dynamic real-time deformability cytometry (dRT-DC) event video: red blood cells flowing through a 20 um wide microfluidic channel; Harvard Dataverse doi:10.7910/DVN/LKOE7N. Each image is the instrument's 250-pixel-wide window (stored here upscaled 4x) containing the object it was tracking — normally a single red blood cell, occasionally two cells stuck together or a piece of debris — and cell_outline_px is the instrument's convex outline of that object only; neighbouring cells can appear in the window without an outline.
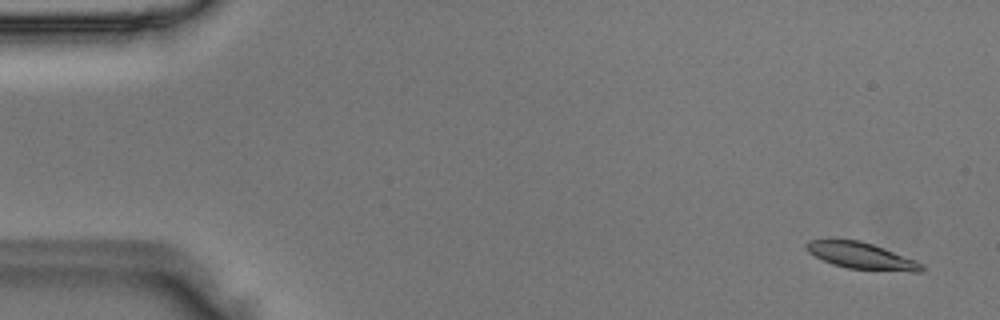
{"species": "Egyptian fruit bat (a non-hibernating species)", "species_latin": "Rousettus aegyptiacus", "temperature_condition": "room temperature", "stored_images_in_passage": 51, "camera_frame_rate_fps": 3000, "um_per_image_px": 0.085, "animal": {"sex": "male"}, "frame": {"image": 1, "passage_image": 3, "time_ms": 0.667, "image_size_px": [1000, 320], "cell_outline_px": [[924, 268], [920, 272], [912, 272], [848, 268], [832, 264], [808, 252], [804, 244], [808, 240], [828, 236], [832, 236], [860, 240], [884, 248], [916, 260], [924, 264]], "centroid_in_image_um": [73.14, 21.68], "position_along_channel_um": 11.9, "area_um2": 18.5}}
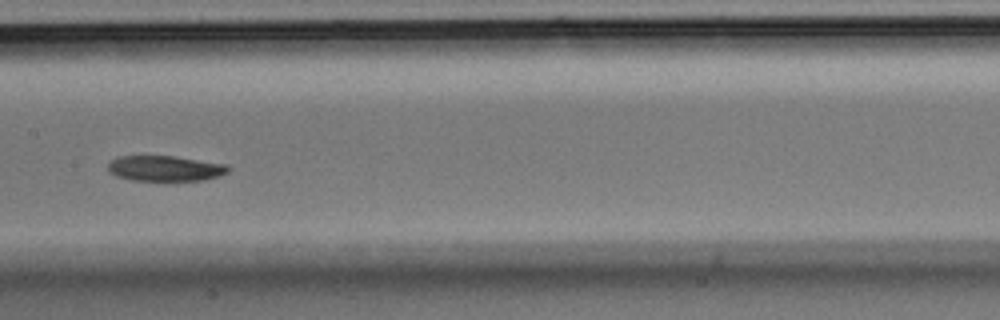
{"frame": {"image": 2, "passage_image": 26, "time_ms": 8.333, "image_size_px": [1000, 320], "cell_outline_px": [[232, 168], [228, 172], [220, 176], [204, 180], [132, 180], [116, 176], [108, 172], [108, 164], [112, 160], [120, 156], [172, 156], [228, 164]], "centroid_in_image_um": [14.07, 14.31], "position_along_channel_um": 193.3, "area_um2": 17.86}}
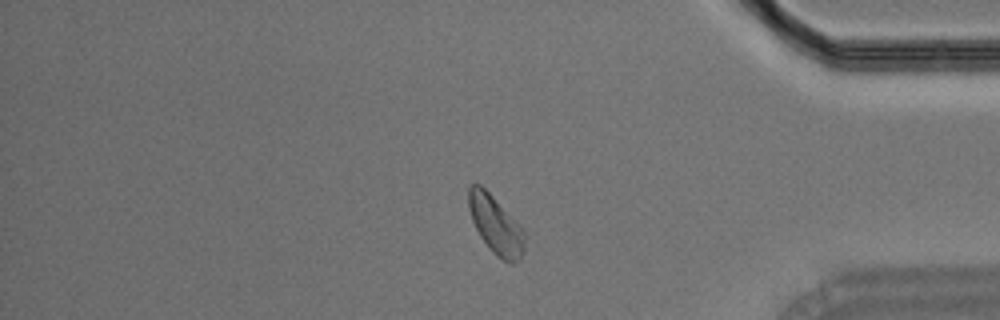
{"frame": {"image": 3, "passage_image": 43, "time_ms": 14.0, "image_size_px": [1000, 320], "cell_outline_px": [[524, 252], [520, 260], [516, 264], [508, 264], [496, 256], [488, 248], [480, 236], [472, 220], [468, 208], [468, 188], [472, 184], [480, 184], [516, 220], [524, 232]], "centroid_in_image_um": [42.14, 19.17], "position_along_channel_um": 393.1, "area_um2": 19.07}}